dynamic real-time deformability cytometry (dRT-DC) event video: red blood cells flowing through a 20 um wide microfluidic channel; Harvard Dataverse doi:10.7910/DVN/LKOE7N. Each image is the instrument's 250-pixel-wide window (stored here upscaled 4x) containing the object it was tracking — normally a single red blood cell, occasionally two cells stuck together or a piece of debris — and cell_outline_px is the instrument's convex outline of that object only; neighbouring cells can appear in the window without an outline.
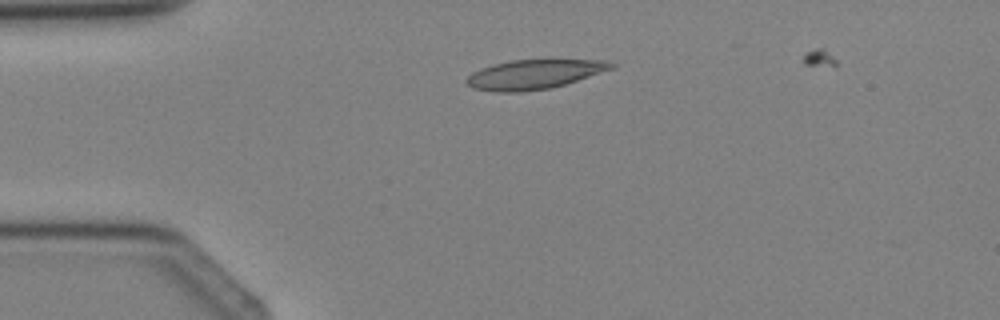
{"species": "Egyptian fruit bat (a non-hibernating species)", "species_latin": "Rousettus aegyptiacus", "temperature_condition": "cold", "stored_images_in_passage": 3, "camera_frame_rate_fps": 3000, "um_per_image_px": 0.085, "animal": {"sex": "female"}, "frame": {"image": 1, "passage_image": 3, "time_ms": 2.333, "image_size_px": [1000, 320], "cell_outline_px": [[616, 64], [612, 68], [552, 88], [520, 92], [496, 92], [472, 88], [464, 80], [472, 72], [492, 64], [512, 60], [608, 60]], "centroid_in_image_um": [45.34, 6.32], "position_along_channel_um": 39.7, "area_um2": 24.57}}